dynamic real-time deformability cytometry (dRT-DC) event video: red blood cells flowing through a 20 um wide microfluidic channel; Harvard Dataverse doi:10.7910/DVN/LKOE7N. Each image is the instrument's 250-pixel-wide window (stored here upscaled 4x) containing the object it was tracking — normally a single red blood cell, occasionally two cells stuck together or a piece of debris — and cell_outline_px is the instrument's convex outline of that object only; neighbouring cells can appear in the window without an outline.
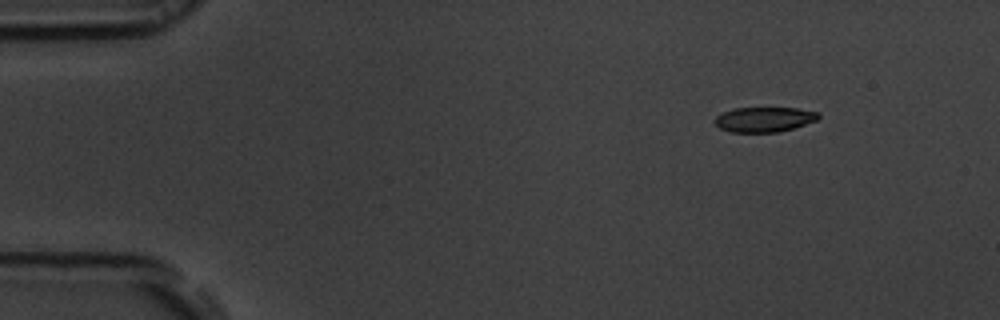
{"species": "common noctule bat (a hibernating species)", "species_latin": "Nyctalus noctula", "temperature_condition": "room temperature", "stored_images_in_passage": 49, "camera_frame_rate_fps": 3000, "um_per_image_px": 0.085, "animal": {"sex": "male", "body_mass_g": 19.5, "forearm_length_mm": 54.6}, "frame": {"image": 1, "passage_image": 1, "time_ms": 0.0, "image_size_px": [1000, 320], "cell_outline_px": [[820, 116], [816, 120], [792, 128], [776, 132], [728, 132], [720, 128], [716, 124], [716, 116], [724, 112], [736, 108], [796, 108], [820, 112]], "centroid_in_image_um": [64.97, 10.15], "position_along_channel_um": 20.0, "area_um2": 14.85}}
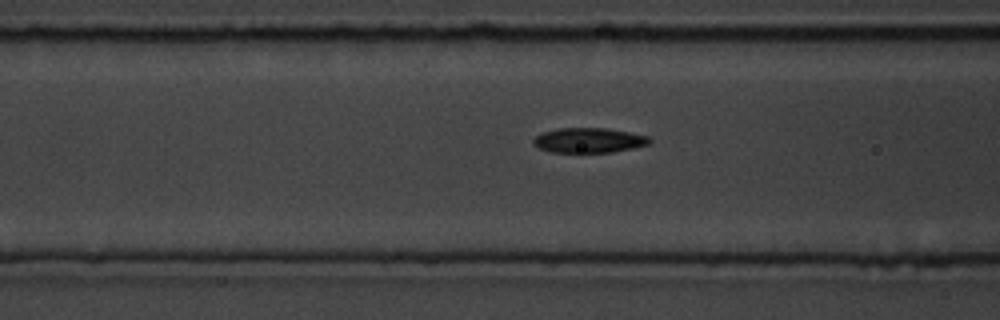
{"frame": {"image": 2, "passage_image": 16, "time_ms": 5.0, "image_size_px": [1000, 320], "cell_outline_px": [[652, 140], [648, 144], [632, 148], [612, 152], [552, 152], [540, 148], [532, 144], [532, 140], [536, 136], [544, 132], [560, 128], [604, 128], [628, 132], [648, 136]], "centroid_in_image_um": [50.04, 11.92], "position_along_channel_um": 116.6, "area_um2": 16.65}}
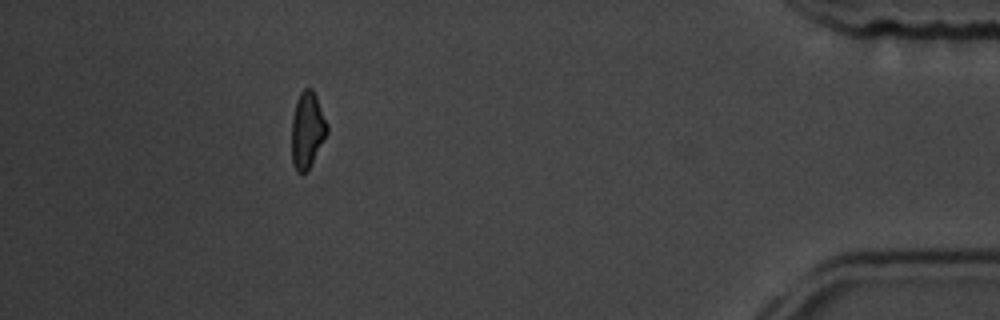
{"frame": {"image": 3, "passage_image": 44, "time_ms": 14.333, "image_size_px": [1000, 320], "cell_outline_px": [[328, 132], [308, 168], [304, 172], [296, 172], [292, 164], [292, 116], [296, 100], [300, 92], [304, 88], [312, 88], [316, 96], [328, 124]], "centroid_in_image_um": [26.1, 11.01], "position_along_channel_um": 409.1, "area_um2": 15.61}, "authors_computed_cell_mechanics": {"area_um2": 16.8198, "velocity_mm_per_s": 3.7264, "shape_relaxation_time_tau1_ms": 3.5089, "shape_relaxation_time_tau2_ms": 7.9605, "deformation_change_tau1": 0.1368, "deformation_change_tau2": 0.1417}}